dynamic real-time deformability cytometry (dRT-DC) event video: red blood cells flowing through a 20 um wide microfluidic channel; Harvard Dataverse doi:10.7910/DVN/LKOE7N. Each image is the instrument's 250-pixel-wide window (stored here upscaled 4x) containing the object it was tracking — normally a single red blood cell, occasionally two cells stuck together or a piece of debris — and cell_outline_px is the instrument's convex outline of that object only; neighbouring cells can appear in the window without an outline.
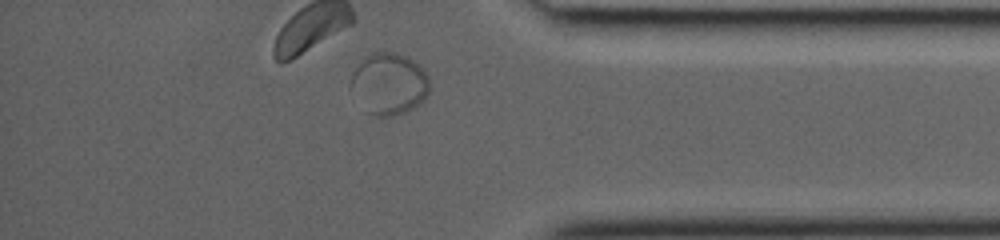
{"species": "common noctule bat (a hibernating species)", "species_latin": "Nyctalus noctula", "temperature_condition": "room temperature", "stored_images_in_passage": 28, "camera_frame_rate_fps": 3000, "um_per_image_px": 0.085, "animal": {"sex": "female", "body_mass_g": 19.0, "forearm_length_mm": 53.3}, "frame": {"image": 1, "passage_image": 25, "time_ms": 8.0, "image_size_px": [1000, 240], "cell_outline_px": [[428, 96], [420, 104], [408, 112], [396, 116], [372, 116], [364, 112], [348, 88], [348, 84], [352, 72], [372, 52], [392, 52], [408, 56], [428, 76]], "centroid_in_image_um": [33.02, 7.18], "position_along_channel_um": 402.2, "area_um2": 28.78}}